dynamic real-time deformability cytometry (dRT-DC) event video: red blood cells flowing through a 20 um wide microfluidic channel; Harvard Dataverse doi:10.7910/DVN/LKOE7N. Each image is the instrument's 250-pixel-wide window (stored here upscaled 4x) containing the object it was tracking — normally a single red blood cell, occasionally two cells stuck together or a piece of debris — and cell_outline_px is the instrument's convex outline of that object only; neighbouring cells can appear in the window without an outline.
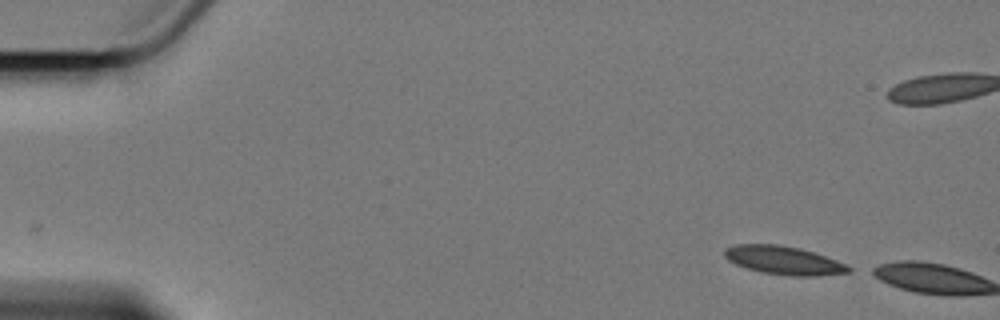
{"species": "Egyptian fruit bat (a non-hibernating species)", "species_latin": "Rousettus aegyptiacus", "temperature_condition": "cold", "stored_images_in_passage": 2, "camera_frame_rate_fps": 3000, "um_per_image_px": 0.085, "animal": {"sex": "female"}, "frame": {"image": 1, "passage_image": 2, "time_ms": 1.333, "image_size_px": [1000, 320], "cell_outline_px": [[856, 268], [852, 272], [816, 276], [792, 276], [760, 272], [736, 264], [728, 260], [724, 256], [724, 248], [736, 244], [776, 244], [800, 248], [848, 264]], "centroid_in_image_um": [66.66, 22.13], "position_along_channel_um": 18.3, "area_um2": 20.69}}